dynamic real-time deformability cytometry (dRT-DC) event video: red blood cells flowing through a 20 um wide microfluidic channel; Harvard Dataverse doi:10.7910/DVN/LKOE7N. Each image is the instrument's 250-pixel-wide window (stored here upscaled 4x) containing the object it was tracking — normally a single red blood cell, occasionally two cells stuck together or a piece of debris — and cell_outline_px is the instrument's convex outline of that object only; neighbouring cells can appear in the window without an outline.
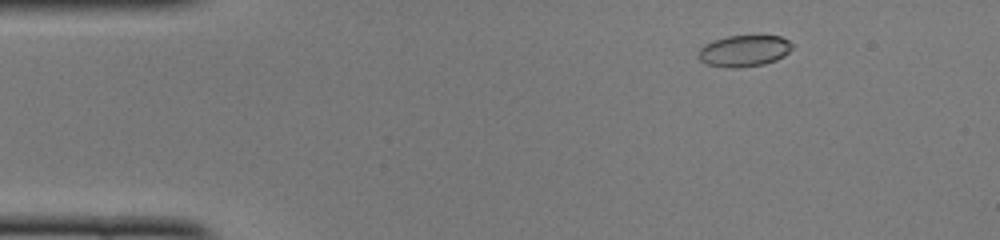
{"species": "common noctule bat (a hibernating species)", "species_latin": "Nyctalus noctula", "temperature_condition": "cold", "stored_images_in_passage": 47, "camera_frame_rate_fps": 3000, "um_per_image_px": 0.085, "animal": {"sex": "female", "body_mass_g": 22.0, "forearm_length_mm": 56.7}, "frame": {"image": 1, "passage_image": 5, "time_ms": 1.333, "image_size_px": [1000, 240], "cell_outline_px": [[792, 48], [784, 56], [776, 60], [764, 64], [740, 68], [728, 68], [708, 64], [700, 60], [696, 56], [700, 48], [704, 44], [712, 40], [728, 36], [780, 36], [788, 40], [792, 44]], "centroid_in_image_um": [63.22, 4.33], "position_along_channel_um": 21.8, "area_um2": 17.28}}
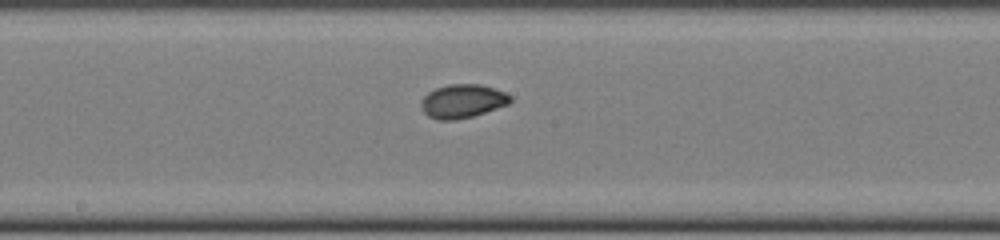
{"frame": {"image": 2, "passage_image": 24, "time_ms": 7.667, "image_size_px": [1000, 240], "cell_outline_px": [[512, 100], [508, 104], [472, 116], [456, 120], [440, 120], [428, 116], [420, 108], [420, 100], [428, 92], [436, 88], [448, 84], [480, 84], [496, 88], [512, 96]], "centroid_in_image_um": [39.29, 8.59], "position_along_channel_um": 208.9, "area_um2": 17.57}}
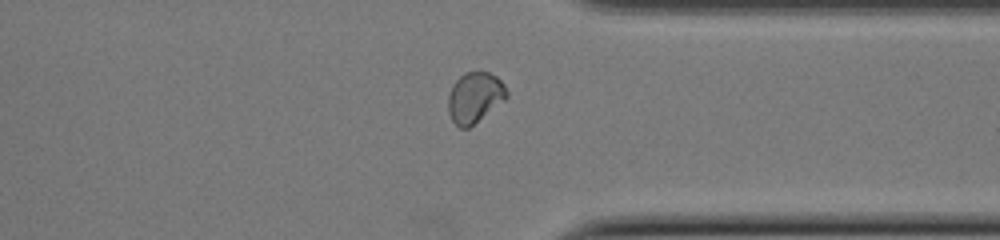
{"frame": {"image": 3, "passage_image": 36, "time_ms": 11.667, "image_size_px": [1000, 240], "cell_outline_px": [[508, 96], [504, 100], [468, 128], [460, 128], [452, 120], [448, 112], [448, 96], [452, 84], [464, 72], [488, 72], [496, 76], [504, 84], [508, 92]], "centroid_in_image_um": [40.34, 8.27], "position_along_channel_um": 371.1, "area_um2": 17.11}, "authors_computed_cell_mechanics": {"area_um2": 17.3978, "velocity_mm_per_s": 4.1024, "shape_relaxation_time_tau1_ms": 10.196, "shape_relaxation_time_tau2_ms": 0.6998, "deformation_change_tau1": 0.2206, "deformation_change_tau2": 0.0295}}